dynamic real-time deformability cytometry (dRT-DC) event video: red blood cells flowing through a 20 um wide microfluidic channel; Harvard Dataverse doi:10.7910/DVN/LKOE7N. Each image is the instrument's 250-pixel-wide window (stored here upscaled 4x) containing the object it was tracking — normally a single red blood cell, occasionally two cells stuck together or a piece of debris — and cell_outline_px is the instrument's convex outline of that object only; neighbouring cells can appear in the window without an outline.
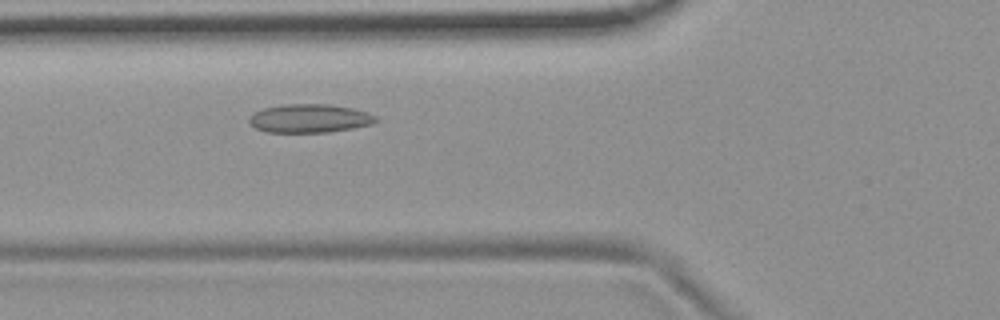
{"species": "common noctule bat (a hibernating species)", "species_latin": "Nyctalus noctula", "temperature_condition": "room temperature", "stored_images_in_passage": 2, "camera_frame_rate_fps": 3000, "um_per_image_px": 0.085, "animal": {"sex": "female", "body_mass_g": 19.9}, "frame": {"image": 1, "passage_image": 2, "time_ms": 1.0, "image_size_px": [1000, 320], "cell_outline_px": [[376, 120], [372, 124], [352, 128], [328, 132], [268, 132], [256, 128], [248, 120], [248, 116], [252, 112], [264, 108], [280, 104], [328, 104], [352, 108], [368, 112], [376, 116]], "centroid_in_image_um": [26.28, 10.05], "position_along_channel_um": 99.5, "area_um2": 21.1}}